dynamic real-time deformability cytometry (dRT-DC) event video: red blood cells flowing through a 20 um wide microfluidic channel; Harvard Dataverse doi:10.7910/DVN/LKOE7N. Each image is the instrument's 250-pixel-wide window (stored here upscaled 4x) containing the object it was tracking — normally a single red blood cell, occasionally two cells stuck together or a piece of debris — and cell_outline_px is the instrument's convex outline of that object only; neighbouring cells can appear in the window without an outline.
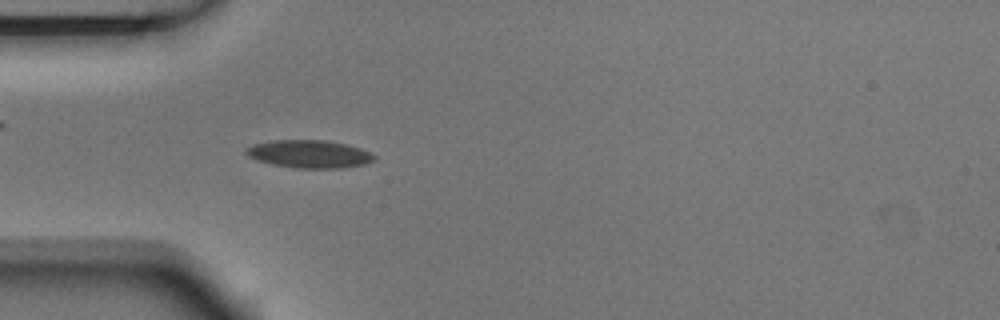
{"species": "Egyptian fruit bat (a non-hibernating species)", "species_latin": "Rousettus aegyptiacus", "temperature_condition": "room temperature", "stored_images_in_passage": 3, "camera_frame_rate_fps": 3000, "um_per_image_px": 0.085, "animal": {"sex": "male"}, "frame": {"image": 1, "passage_image": 3, "time_ms": 0.667, "image_size_px": [1000, 320], "cell_outline_px": [[376, 160], [364, 164], [340, 168], [296, 168], [272, 164], [256, 160], [248, 156], [244, 152], [244, 148], [252, 144], [272, 140], [328, 140], [348, 144], [360, 148], [376, 156]], "centroid_in_image_um": [26.26, 13.08], "position_along_channel_um": 58.7, "area_um2": 20.98}}